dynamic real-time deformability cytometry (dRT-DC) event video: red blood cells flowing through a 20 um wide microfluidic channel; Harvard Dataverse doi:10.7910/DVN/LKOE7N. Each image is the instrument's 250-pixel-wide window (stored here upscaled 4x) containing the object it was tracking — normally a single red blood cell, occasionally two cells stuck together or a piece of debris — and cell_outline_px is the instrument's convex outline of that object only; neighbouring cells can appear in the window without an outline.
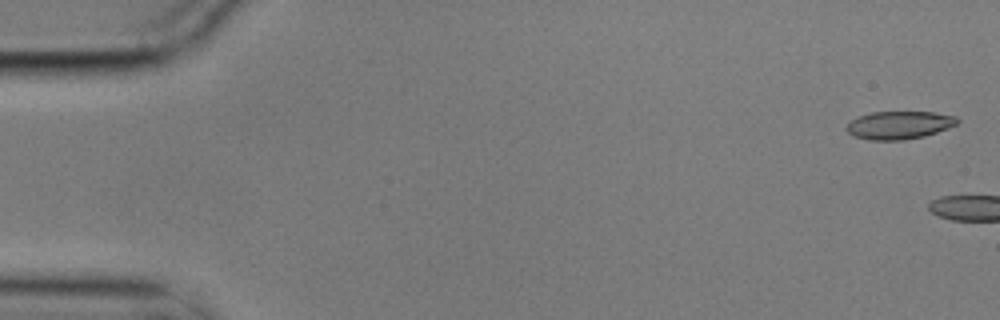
{"species": "common noctule bat (a hibernating species)", "species_latin": "Nyctalus noctula", "temperature_condition": "cold", "stored_images_in_passage": 6, "camera_frame_rate_fps": 3000, "um_per_image_px": 0.085, "animal": {"sex": "male", "body_mass_g": 17.9}, "frame": {"image": 1, "passage_image": 1, "time_ms": 0.0, "image_size_px": [1000, 320], "cell_outline_px": [[960, 120], [956, 124], [948, 128], [924, 136], [904, 140], [868, 140], [852, 136], [844, 128], [852, 120], [860, 116], [872, 112], [936, 112], [956, 116]], "centroid_in_image_um": [76.43, 10.64], "position_along_channel_um": 8.6, "area_um2": 18.09}}
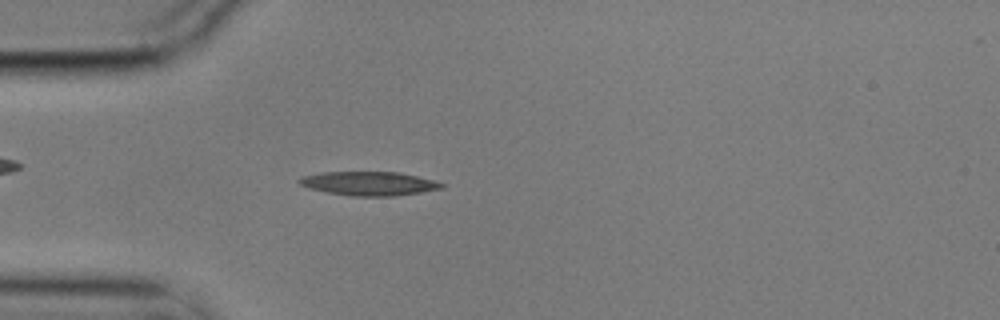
{"frame": {"image": 2, "passage_image": 6, "time_ms": 1.667, "image_size_px": [1000, 320], "cell_outline_px": [[444, 188], [396, 196], [352, 196], [328, 192], [308, 188], [300, 184], [296, 180], [300, 176], [320, 172], [400, 172], [432, 180], [444, 184]], "centroid_in_image_um": [31.32, 15.59], "position_along_channel_um": 53.7, "area_um2": 19.83}}